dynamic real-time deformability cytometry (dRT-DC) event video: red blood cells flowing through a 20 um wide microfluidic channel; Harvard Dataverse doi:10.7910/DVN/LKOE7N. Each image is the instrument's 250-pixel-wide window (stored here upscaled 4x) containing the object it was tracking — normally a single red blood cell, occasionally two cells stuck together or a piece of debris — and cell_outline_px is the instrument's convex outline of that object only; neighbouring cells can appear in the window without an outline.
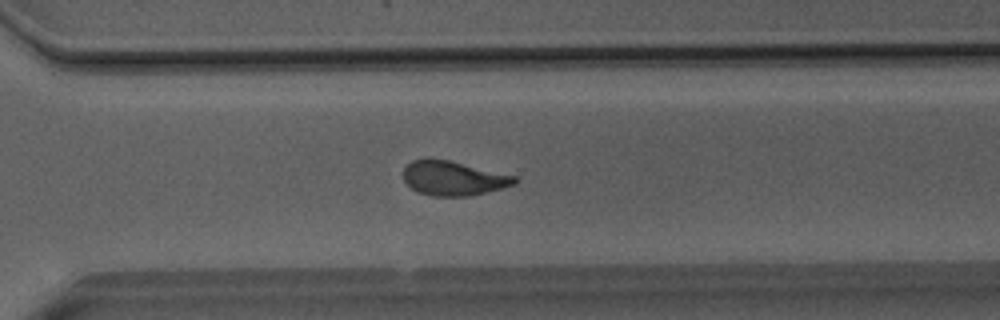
{"species": "Egyptian fruit bat (a non-hibernating species)", "species_latin": "Rousettus aegyptiacus", "temperature_condition": "room temperature", "stored_images_in_passage": 34, "camera_frame_rate_fps": 3000, "um_per_image_px": 0.085, "animal": {"sex": "male"}, "frame": {"image": 1, "passage_image": 20, "time_ms": 6.333, "image_size_px": [1000, 320], "cell_outline_px": [[520, 180], [516, 184], [468, 196], [432, 196], [416, 192], [404, 180], [404, 168], [412, 160], [448, 160], [516, 176]], "centroid_in_image_um": [38.55, 15.17], "position_along_channel_um": 332.1, "area_um2": 21.91}}
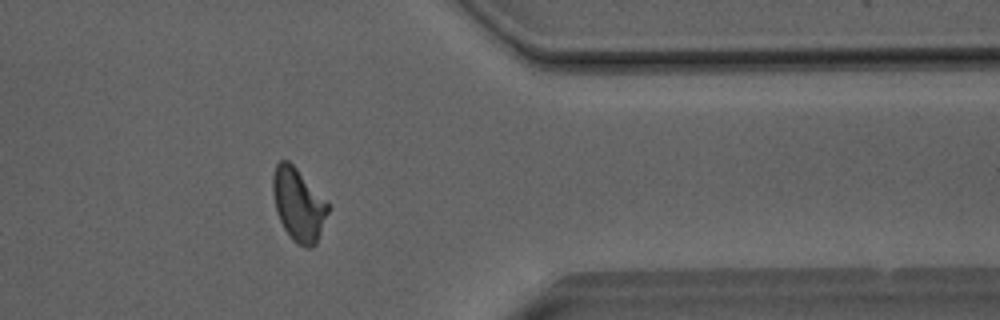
{"frame": {"image": 2, "passage_image": 25, "time_ms": 8.0, "image_size_px": [1000, 320], "cell_outline_px": [[328, 212], [316, 244], [312, 248], [308, 248], [296, 244], [292, 240], [284, 228], [276, 212], [272, 192], [272, 176], [276, 164], [280, 160], [288, 160], [296, 168], [328, 204]], "centroid_in_image_um": [25.33, 17.41], "position_along_channel_um": 386.1, "area_um2": 23.12}}
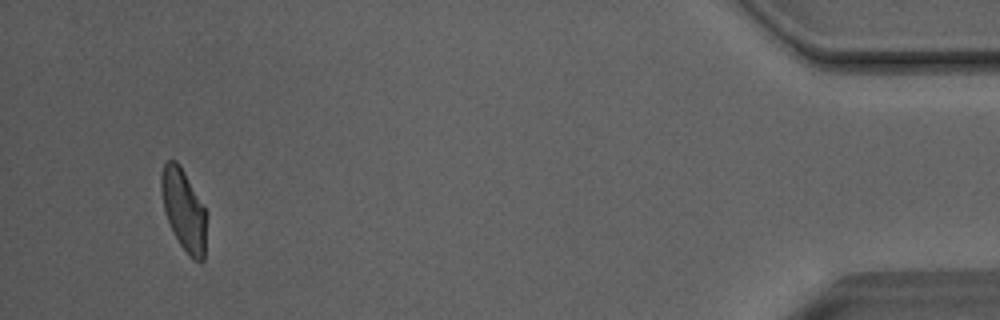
{"frame": {"image": 3, "passage_image": 32, "time_ms": 10.333, "image_size_px": [1000, 320], "cell_outline_px": [[208, 216], [204, 260], [200, 264], [192, 260], [188, 256], [180, 244], [168, 220], [164, 208], [160, 188], [160, 176], [164, 164], [168, 160], [176, 160], [180, 164], [208, 212]], "centroid_in_image_um": [15.67, 17.87], "position_along_channel_um": 419.5, "area_um2": 21.96}}